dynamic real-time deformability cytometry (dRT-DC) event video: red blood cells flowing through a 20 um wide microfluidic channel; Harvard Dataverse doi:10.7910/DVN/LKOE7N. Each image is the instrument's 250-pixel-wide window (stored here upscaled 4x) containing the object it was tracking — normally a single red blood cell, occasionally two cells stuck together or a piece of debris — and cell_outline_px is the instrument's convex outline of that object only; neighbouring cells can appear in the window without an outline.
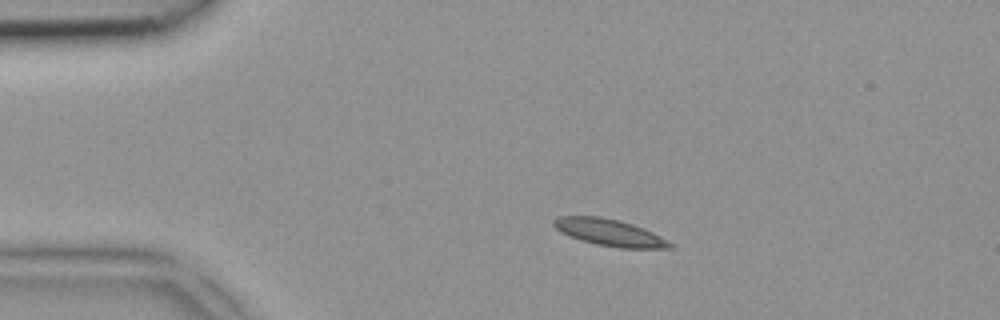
{"species": "common noctule bat (a hibernating species)", "species_latin": "Nyctalus noctula", "temperature_condition": "room temperature", "stored_images_in_passage": 2, "camera_frame_rate_fps": 3000, "um_per_image_px": 0.085, "animal": {"sex": "female", "body_mass_g": 18.4}, "frame": {"image": 1, "passage_image": 1, "time_ms": 0.0, "image_size_px": [1000, 320], "cell_outline_px": [[676, 244], [672, 248], [620, 248], [596, 244], [580, 240], [568, 236], [560, 232], [552, 224], [552, 220], [556, 216], [600, 216], [620, 220], [644, 228]], "centroid_in_image_um": [51.8, 19.76], "position_along_channel_um": 33.2, "area_um2": 18.38}}